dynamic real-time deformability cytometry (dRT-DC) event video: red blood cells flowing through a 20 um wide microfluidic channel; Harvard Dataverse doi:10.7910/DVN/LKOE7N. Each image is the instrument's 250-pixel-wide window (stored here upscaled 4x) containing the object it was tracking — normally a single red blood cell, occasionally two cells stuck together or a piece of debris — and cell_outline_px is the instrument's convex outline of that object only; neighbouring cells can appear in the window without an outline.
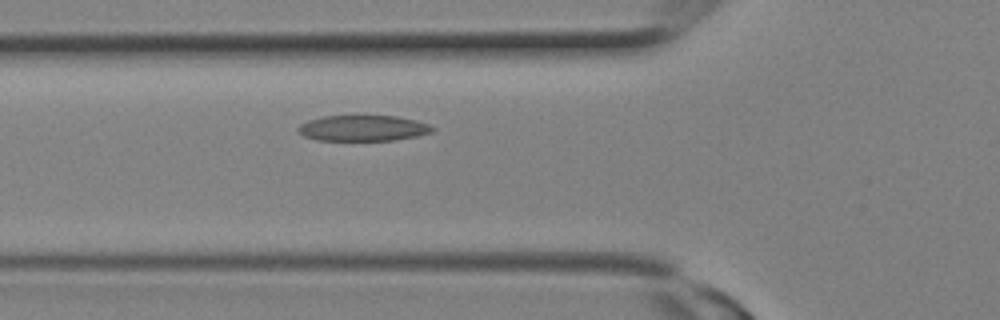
{"species": "Egyptian fruit bat (a non-hibernating species)", "species_latin": "Rousettus aegyptiacus", "temperature_condition": "room temperature", "stored_images_in_passage": 7, "camera_frame_rate_fps": 3000, "um_per_image_px": 0.085, "animal": {"sex": "female"}, "frame": {"image": 1, "passage_image": 7, "time_ms": 2.0, "image_size_px": [1000, 320], "cell_outline_px": [[436, 128], [432, 132], [416, 136], [396, 140], [316, 140], [304, 136], [296, 128], [300, 124], [308, 120], [324, 116], [396, 116], [416, 120], [428, 124]], "centroid_in_image_um": [30.86, 10.89], "position_along_channel_um": 94.9, "area_um2": 20.11}}